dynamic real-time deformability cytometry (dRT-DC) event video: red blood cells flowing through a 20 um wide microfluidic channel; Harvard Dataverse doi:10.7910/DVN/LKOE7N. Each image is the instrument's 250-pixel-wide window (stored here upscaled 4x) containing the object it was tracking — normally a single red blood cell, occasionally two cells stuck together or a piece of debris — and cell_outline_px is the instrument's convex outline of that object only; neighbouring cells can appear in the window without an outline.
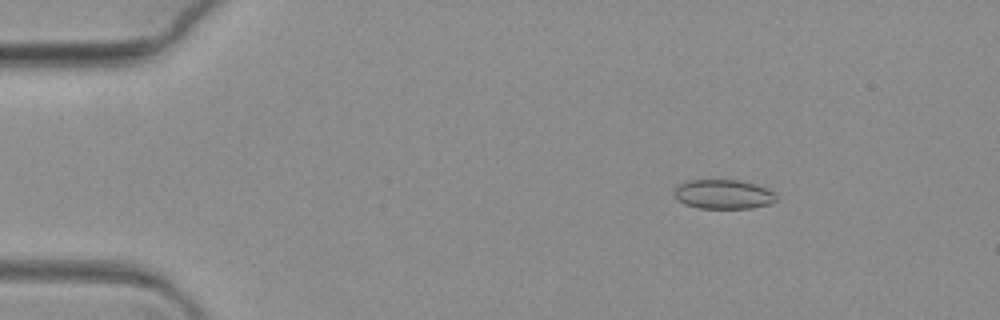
{"species": "common noctule bat (a hibernating species)", "species_latin": "Nyctalus noctula", "temperature_condition": "warm", "stored_images_in_passage": 12, "camera_frame_rate_fps": 3000, "um_per_image_px": 0.085, "animal": {"sex": "female", "body_mass_g": 19.3, "forearm_length_mm": 54.1}, "frame": {"image": 1, "passage_image": 4, "time_ms": 1.0, "image_size_px": [1000, 320], "cell_outline_px": [[776, 200], [768, 204], [752, 208], [696, 208], [684, 204], [676, 196], [676, 188], [684, 180], [740, 180], [756, 184], [772, 192], [776, 196]], "centroid_in_image_um": [61.48, 16.51], "position_along_channel_um": 23.5, "area_um2": 17.22}}